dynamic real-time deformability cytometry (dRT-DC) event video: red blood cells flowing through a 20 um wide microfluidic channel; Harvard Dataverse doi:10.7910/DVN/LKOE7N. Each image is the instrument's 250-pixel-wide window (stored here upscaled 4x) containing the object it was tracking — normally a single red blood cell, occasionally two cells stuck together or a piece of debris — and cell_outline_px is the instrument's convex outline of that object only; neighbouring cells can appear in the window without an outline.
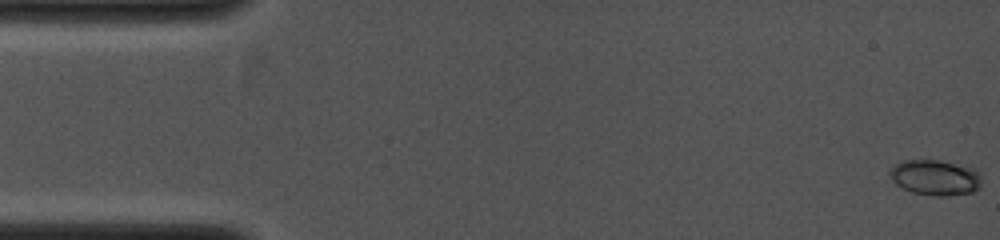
{"species": "common noctule bat (a hibernating species)", "species_latin": "Nyctalus noctula", "temperature_condition": "cold", "stored_images_in_passage": 4, "camera_frame_rate_fps": 4000, "um_per_image_px": 0.085, "animal": {"sex": "female", "body_mass_g": 19.0, "forearm_length_mm": 53.3}, "frame": {"image": 1, "passage_image": 1, "time_ms": 0.0, "image_size_px": [1000, 240], "cell_outline_px": [[980, 188], [972, 192], [948, 196], [932, 196], [912, 192], [896, 184], [888, 176], [888, 172], [896, 164], [904, 160], [940, 160], [968, 164], [980, 176]], "centroid_in_image_um": [79.5, 15.08], "position_along_channel_um": 5.5, "area_um2": 19.25}}
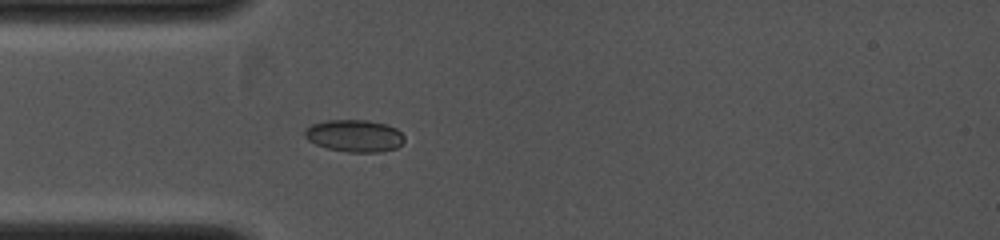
{"frame": {"image": 2, "passage_image": 4, "time_ms": 3.25, "image_size_px": [1000, 240], "cell_outline_px": [[404, 140], [396, 148], [380, 152], [348, 152], [328, 148], [316, 144], [308, 140], [304, 136], [304, 132], [312, 124], [324, 120], [368, 120], [384, 124], [396, 128], [404, 136]], "centroid_in_image_um": [30.12, 11.54], "position_along_channel_um": 54.9, "area_um2": 18.55}}